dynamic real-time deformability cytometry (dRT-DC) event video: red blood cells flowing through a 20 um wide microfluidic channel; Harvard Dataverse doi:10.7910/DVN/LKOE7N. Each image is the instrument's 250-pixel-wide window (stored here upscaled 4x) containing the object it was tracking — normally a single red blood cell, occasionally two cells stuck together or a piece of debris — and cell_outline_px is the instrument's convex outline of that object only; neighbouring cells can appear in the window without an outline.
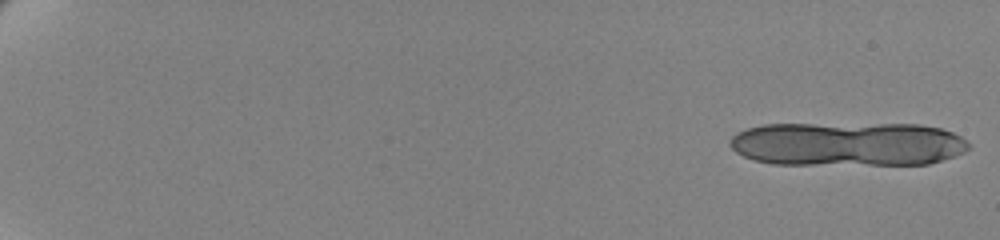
{"species": "human", "species_latin": "Homo sapiens", "temperature_condition": "cold", "stored_images_in_passage": 16, "camera_frame_rate_fps": 3000, "um_per_image_px": 0.085, "donor": {"sex": "female"}, "frame": {"image": 1, "passage_image": 1, "time_ms": 0.0, "image_size_px": [1000, 240], "cell_outline_px": [[972, 148], [956, 156], [928, 164], [772, 164], [756, 160], [744, 156], [736, 152], [728, 144], [728, 140], [736, 132], [744, 128], [764, 124], [920, 124], [940, 128], [952, 132], [960, 136], [972, 144]], "centroid_in_image_um": [72.06, 12.23], "position_along_channel_um": 12.9, "area_um2": 61.96}}